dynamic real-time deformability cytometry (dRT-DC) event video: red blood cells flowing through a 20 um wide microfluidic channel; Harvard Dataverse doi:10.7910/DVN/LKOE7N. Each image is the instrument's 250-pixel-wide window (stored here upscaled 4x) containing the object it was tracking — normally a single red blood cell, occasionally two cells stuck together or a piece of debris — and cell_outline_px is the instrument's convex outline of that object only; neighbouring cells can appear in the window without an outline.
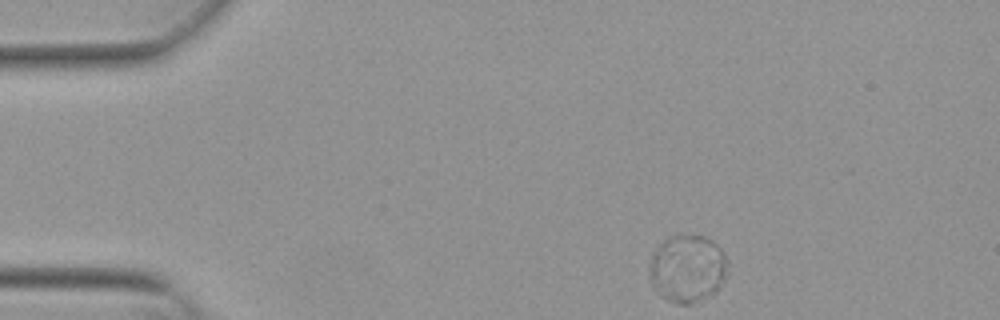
{"species": "Egyptian fruit bat (a non-hibernating species)", "species_latin": "Rousettus aegyptiacus", "temperature_condition": "warm", "stored_images_in_passage": 3, "camera_frame_rate_fps": 3000, "um_per_image_px": 0.085, "animal": {"sex": "female"}, "frame": {"image": 1, "passage_image": 1, "time_ms": 0.0, "image_size_px": [1000, 320], "cell_outline_px": [[728, 264], [720, 288], [712, 296], [700, 304], [676, 304], [660, 296], [652, 288], [648, 280], [648, 268], [652, 252], [668, 236], [708, 236], [720, 248], [728, 260]], "centroid_in_image_um": [58.4, 22.88], "position_along_channel_um": 26.6, "area_um2": 31.73}}